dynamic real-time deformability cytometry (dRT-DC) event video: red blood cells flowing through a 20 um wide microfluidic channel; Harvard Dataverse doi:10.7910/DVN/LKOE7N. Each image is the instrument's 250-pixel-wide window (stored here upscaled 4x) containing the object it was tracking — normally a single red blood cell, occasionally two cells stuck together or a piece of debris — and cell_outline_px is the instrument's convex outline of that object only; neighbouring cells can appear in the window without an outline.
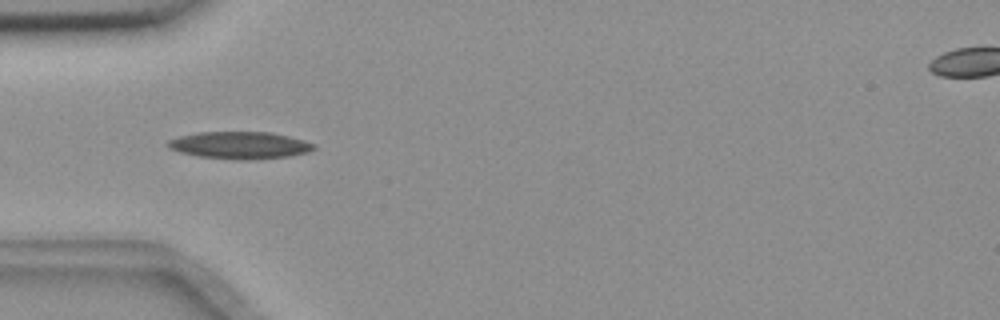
{"species": "common noctule bat (a hibernating species)", "species_latin": "Nyctalus noctula", "temperature_condition": "room temperature", "stored_images_in_passage": 5, "camera_frame_rate_fps": 3000, "um_per_image_px": 0.085, "animal": {"sex": "female", "body_mass_g": 18.4}, "frame": {"image": 1, "passage_image": 4, "time_ms": 1.0, "image_size_px": [1000, 320], "cell_outline_px": [[316, 148], [308, 152], [288, 156], [244, 160], [240, 160], [196, 156], [180, 152], [168, 148], [164, 144], [168, 140], [180, 136], [200, 132], [272, 132], [304, 140], [316, 144]], "centroid_in_image_um": [20.36, 12.34], "position_along_channel_um": 64.6, "area_um2": 23.18}}